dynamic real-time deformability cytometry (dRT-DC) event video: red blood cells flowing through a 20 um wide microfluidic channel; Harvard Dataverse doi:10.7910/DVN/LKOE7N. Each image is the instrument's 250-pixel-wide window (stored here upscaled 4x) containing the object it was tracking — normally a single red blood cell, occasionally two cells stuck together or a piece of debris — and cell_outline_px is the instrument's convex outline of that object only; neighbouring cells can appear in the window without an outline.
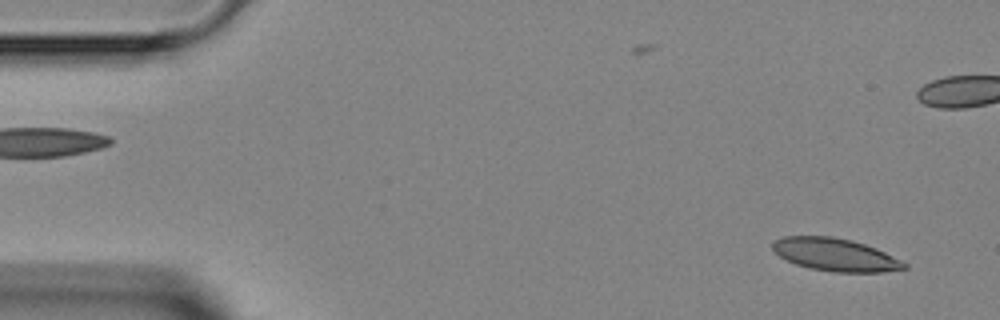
{"species": "Egyptian fruit bat (a non-hibernating species)", "species_latin": "Rousettus aegyptiacus", "temperature_condition": "room temperature", "stored_images_in_passage": 5, "camera_frame_rate_fps": 3000, "um_per_image_px": 0.085, "animal": {"sex": "female"}, "frame": {"image": 1, "passage_image": 1, "time_ms": 0.0, "image_size_px": [1000, 320], "cell_outline_px": [[908, 268], [884, 272], [832, 272], [808, 268], [796, 264], [780, 256], [772, 248], [772, 244], [776, 240], [784, 236], [832, 236], [852, 240], [876, 248], [908, 264]], "centroid_in_image_um": [71.01, 21.65], "position_along_channel_um": 14.0, "area_um2": 25.03}}
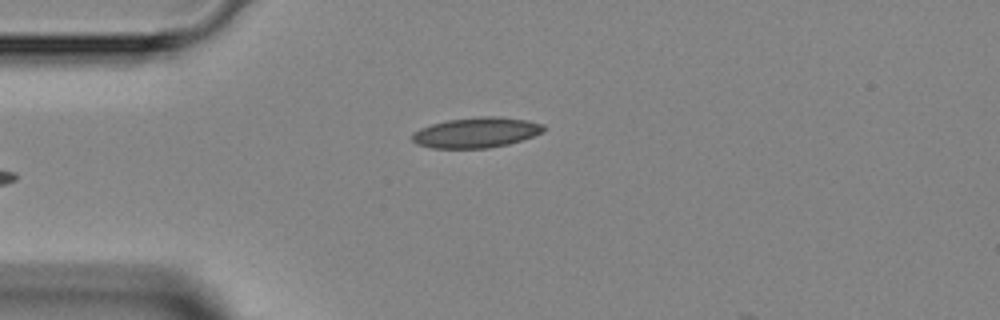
{"frame": {"image": 2, "passage_image": 4, "time_ms": 4.333, "image_size_px": [1000, 320], "cell_outline_px": [[544, 132], [508, 144], [488, 148], [432, 148], [416, 144], [412, 140], [412, 132], [420, 128], [432, 124], [448, 120], [480, 116], [500, 116], [528, 120], [544, 124]], "centroid_in_image_um": [40.48, 11.26], "position_along_channel_um": 44.5, "area_um2": 23.29}}